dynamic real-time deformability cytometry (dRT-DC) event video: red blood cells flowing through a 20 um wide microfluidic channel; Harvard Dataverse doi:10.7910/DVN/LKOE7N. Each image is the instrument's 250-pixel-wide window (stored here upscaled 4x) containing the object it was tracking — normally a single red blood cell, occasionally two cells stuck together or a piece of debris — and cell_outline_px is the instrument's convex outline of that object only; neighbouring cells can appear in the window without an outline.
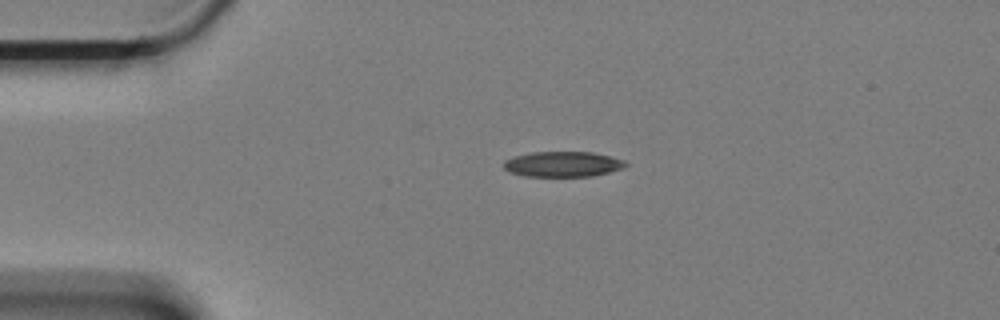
{"species": "Egyptian fruit bat (a non-hibernating species)", "species_latin": "Rousettus aegyptiacus", "temperature_condition": "cold", "stored_images_in_passage": 48, "camera_frame_rate_fps": 3000, "um_per_image_px": 0.085, "animal": {"sex": "female"}, "frame": {"image": 1, "passage_image": 1, "time_ms": 0.0, "image_size_px": [1000, 320], "cell_outline_px": [[628, 164], [624, 168], [592, 176], [524, 176], [508, 172], [504, 168], [504, 160], [516, 156], [532, 152], [592, 152], [624, 160]], "centroid_in_image_um": [47.83, 13.95], "position_along_channel_um": 37.2, "area_um2": 17.92}}
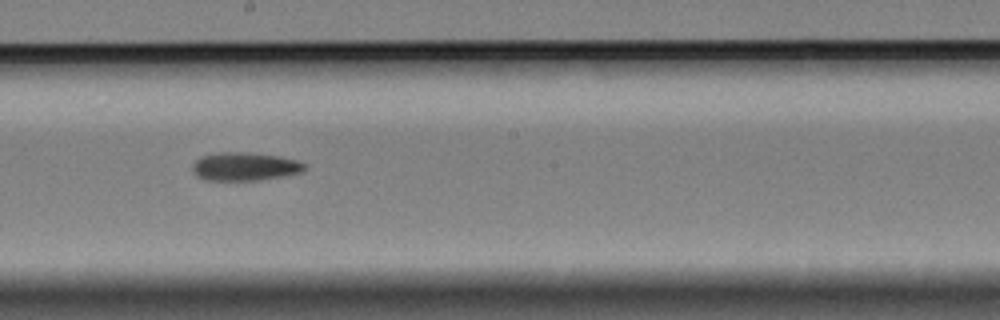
{"frame": {"image": 2, "passage_image": 21, "time_ms": 6.667, "image_size_px": [1000, 320], "cell_outline_px": [[308, 168], [304, 172], [284, 176], [260, 180], [204, 180], [196, 176], [192, 168], [192, 164], [200, 156], [220, 152], [244, 152], [280, 156], [296, 160], [304, 164]], "centroid_in_image_um": [20.81, 14.16], "position_along_channel_um": 227.4, "area_um2": 18.67}}
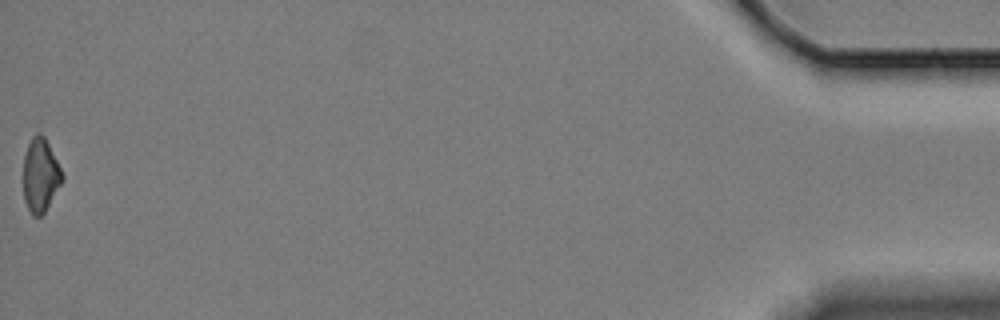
{"frame": {"image": 3, "passage_image": 48, "time_ms": 15.667, "image_size_px": [1000, 320], "cell_outline_px": [[64, 176], [60, 184], [44, 212], [40, 216], [32, 216], [24, 200], [24, 156], [28, 144], [32, 136], [36, 132], [40, 132], [44, 136]], "centroid_in_image_um": [3.41, 14.87], "position_along_channel_um": 431.8, "area_um2": 16.3}, "authors_computed_cell_mechanics": {"area_um2": 18.0336, "velocity_mm_per_s": 3.3298, "shape_relaxation_time_tau1_ms": 8.2694, "shape_relaxation_time_tau2_ms": null, "deformation_change_tau1": 0.1622, "deformation_change_tau2": null}}